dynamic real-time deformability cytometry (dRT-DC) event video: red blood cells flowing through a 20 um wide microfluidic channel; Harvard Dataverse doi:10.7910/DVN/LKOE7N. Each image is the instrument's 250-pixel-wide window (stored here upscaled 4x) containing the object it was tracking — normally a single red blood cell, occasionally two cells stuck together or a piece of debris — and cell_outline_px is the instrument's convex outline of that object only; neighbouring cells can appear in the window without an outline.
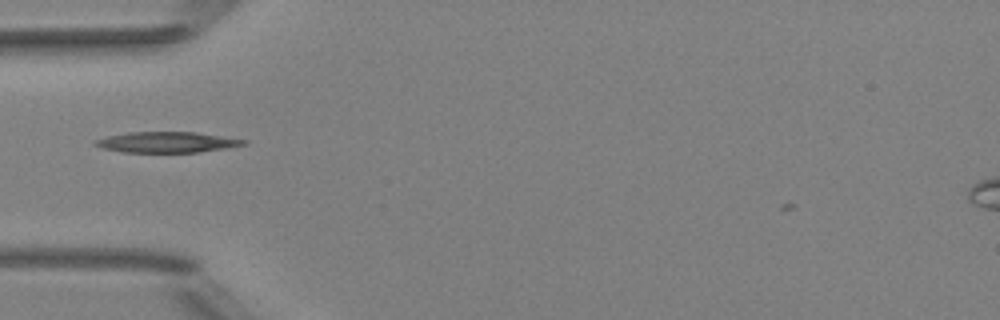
{"species": "Egyptian fruit bat (a non-hibernating species)", "species_latin": "Rousettus aegyptiacus", "temperature_condition": "room temperature", "stored_images_in_passage": 36, "camera_frame_rate_fps": 3000, "um_per_image_px": 0.085, "animal": {"sex": "female"}, "frame": {"image": 1, "passage_image": 2, "time_ms": 0.333, "image_size_px": [1000, 320], "cell_outline_px": [[248, 144], [200, 152], [124, 152], [104, 148], [92, 144], [96, 140], [108, 136], [128, 132], [196, 132], [248, 140]], "centroid_in_image_um": [14.22, 12.08], "position_along_channel_um": 70.8, "area_um2": 17.74}}
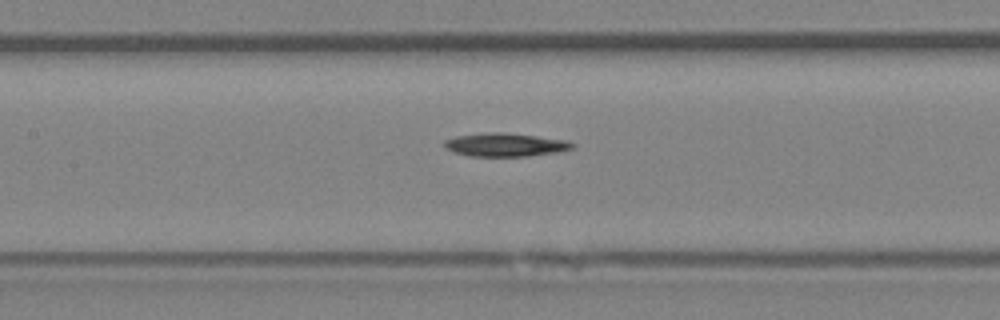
{"frame": {"image": 2, "passage_image": 9, "time_ms": 2.667, "image_size_px": [1000, 320], "cell_outline_px": [[576, 148], [556, 152], [528, 156], [468, 156], [444, 148], [444, 140], [456, 136], [488, 132], [500, 132], [536, 136], [568, 140], [576, 144]], "centroid_in_image_um": [42.98, 12.3], "position_along_channel_um": 164.4, "area_um2": 17.46}}
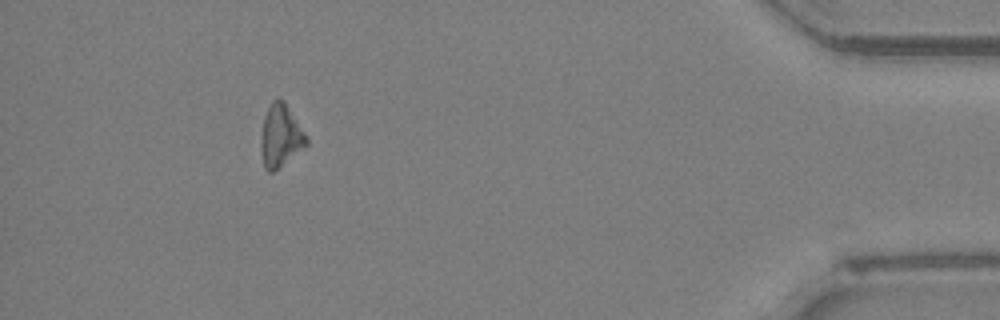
{"frame": {"image": 3, "passage_image": 32, "time_ms": 10.333, "image_size_px": [1000, 320], "cell_outline_px": [[308, 144], [304, 148], [272, 172], [268, 172], [264, 168], [260, 148], [260, 140], [264, 116], [272, 100], [284, 100], [308, 136]], "centroid_in_image_um": [23.85, 11.55], "position_along_channel_um": 411.3, "area_um2": 16.59}, "authors_computed_cell_mechanics": {"area_um2": 16.2996, "velocity_mm_per_s": 4.0109, "shape_relaxation_time_tau1_ms": 3.9105, "shape_relaxation_time_tau2_ms": null, "deformation_change_tau1": 0.1017, "deformation_change_tau2": null}}